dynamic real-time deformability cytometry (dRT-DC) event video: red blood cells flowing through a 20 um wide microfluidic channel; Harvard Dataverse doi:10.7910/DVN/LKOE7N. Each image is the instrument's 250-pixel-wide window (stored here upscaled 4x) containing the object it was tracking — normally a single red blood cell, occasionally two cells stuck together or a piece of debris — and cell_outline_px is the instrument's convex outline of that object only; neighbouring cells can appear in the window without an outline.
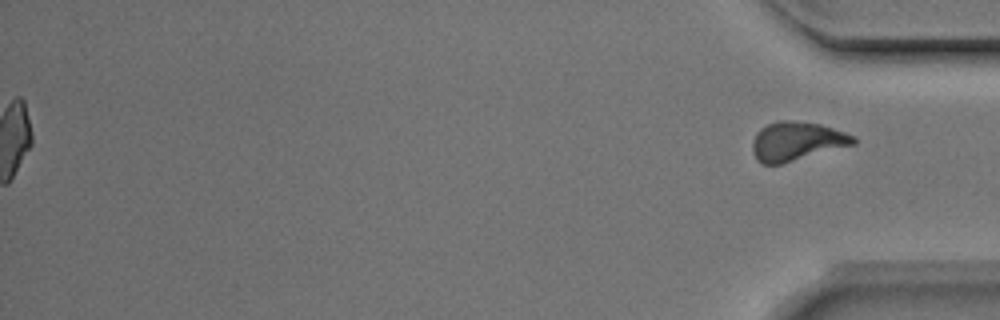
{"species": "Egyptian fruit bat (a non-hibernating species)", "species_latin": "Rousettus aegyptiacus", "temperature_condition": "room temperature", "stored_images_in_passage": 40, "segment_of_instrument_passage": [2, 2], "camera_frame_rate_fps": 3000, "um_per_image_px": 0.085, "animal": {"sex": "male"}, "frame": {"image": 1, "passage_image": 40, "time_ms": 13.0, "image_size_px": [1000, 320], "cell_outline_px": [[856, 144], [780, 164], [760, 164], [756, 160], [752, 152], [752, 140], [756, 132], [760, 128], [768, 124], [780, 120], [788, 120], [820, 124], [856, 136]], "centroid_in_image_um": [67.69, 12.01], "position_along_channel_um": 367.5, "area_um2": 22.95}}